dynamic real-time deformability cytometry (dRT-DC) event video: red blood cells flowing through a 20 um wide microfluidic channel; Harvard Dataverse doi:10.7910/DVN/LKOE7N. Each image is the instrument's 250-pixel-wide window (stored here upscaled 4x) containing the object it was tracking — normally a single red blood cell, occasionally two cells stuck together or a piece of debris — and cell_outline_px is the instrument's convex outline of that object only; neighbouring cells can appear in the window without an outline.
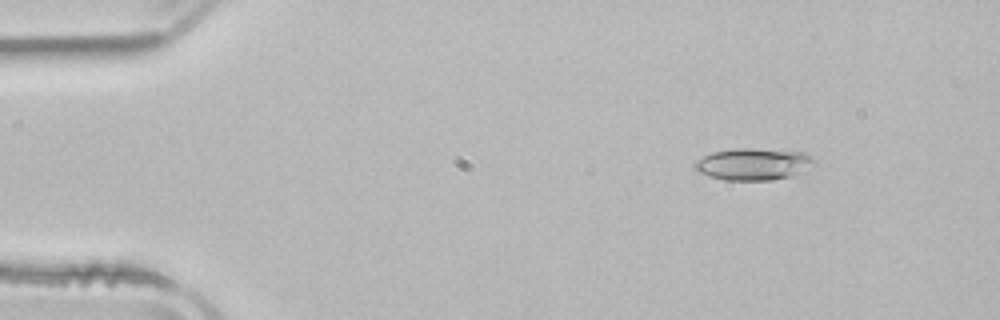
{"species": "common noctule bat (a hibernating species)", "species_latin": "Nyctalus noctula", "temperature_condition": "room temperature", "stored_images_in_passage": 2, "camera_frame_rate_fps": 3000, "um_per_image_px": 0.085, "animal": {"sex": "male", "body_mass_g": 21.5, "forearm_length_mm": 52.0}, "frame": {"image": 1, "passage_image": 2, "time_ms": 2.667, "image_size_px": [1000, 320], "cell_outline_px": [[816, 160], [796, 172], [788, 176], [772, 180], [724, 180], [700, 172], [692, 164], [696, 160], [712, 152], [736, 148], [752, 148], [804, 152], [812, 156]], "centroid_in_image_um": [63.96, 13.93], "position_along_channel_um": 21.0, "area_um2": 21.62}}